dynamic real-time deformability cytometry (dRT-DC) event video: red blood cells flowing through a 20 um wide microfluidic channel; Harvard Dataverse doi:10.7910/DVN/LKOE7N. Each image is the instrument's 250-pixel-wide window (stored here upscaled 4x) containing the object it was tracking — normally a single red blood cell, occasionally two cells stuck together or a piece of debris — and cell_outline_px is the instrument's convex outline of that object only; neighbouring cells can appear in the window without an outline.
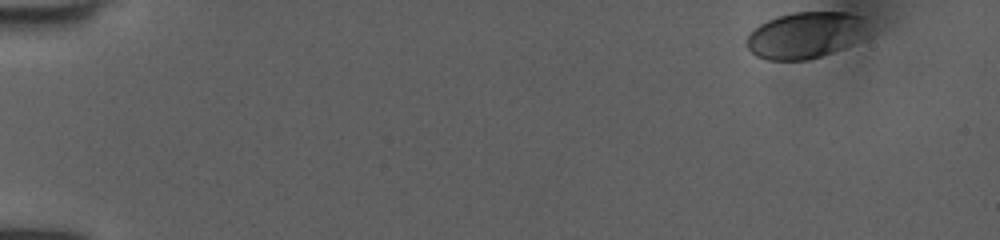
{"species": "human", "species_latin": "Homo sapiens", "temperature_condition": "room temperature", "stored_images_in_passage": 13, "camera_frame_rate_fps": 3000, "um_per_image_px": 0.085, "donor": {"sex": "female"}, "frame": {"image": 1, "passage_image": 1, "time_ms": 0.0, "image_size_px": [1000, 240], "cell_outline_px": [[868, 36], [852, 44], [820, 56], [808, 60], [768, 60], [756, 56], [744, 44], [748, 36], [760, 24], [768, 20], [792, 12], [848, 12], [864, 16], [868, 20]], "centroid_in_image_um": [68.53, 2.98], "position_along_channel_um": 16.5, "area_um2": 33.12}}
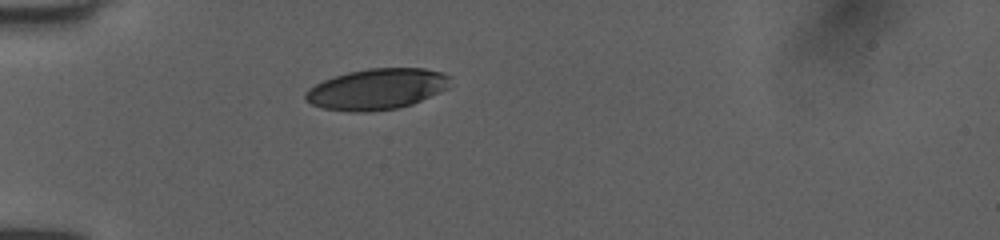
{"frame": {"image": 2, "passage_image": 13, "time_ms": 4.0, "image_size_px": [1000, 240], "cell_outline_px": [[452, 76], [448, 88], [440, 92], [412, 104], [396, 108], [364, 112], [352, 112], [324, 108], [312, 104], [304, 100], [304, 92], [308, 88], [324, 80], [348, 72], [368, 68], [424, 68], [444, 72]], "centroid_in_image_um": [32.05, 7.56], "position_along_channel_um": 52.9, "area_um2": 34.62}}